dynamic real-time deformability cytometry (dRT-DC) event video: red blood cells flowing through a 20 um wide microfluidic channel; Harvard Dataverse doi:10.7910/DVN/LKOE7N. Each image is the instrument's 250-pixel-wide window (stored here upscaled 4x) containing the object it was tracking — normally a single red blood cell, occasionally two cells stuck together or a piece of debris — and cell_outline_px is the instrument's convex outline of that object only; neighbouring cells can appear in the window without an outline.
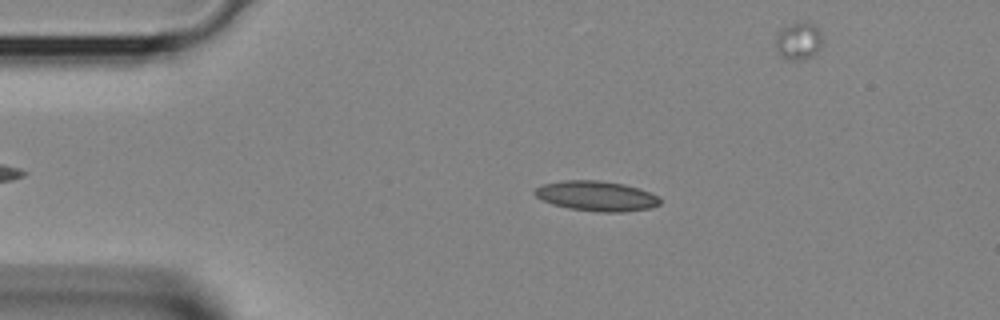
{"species": "Egyptian fruit bat (a non-hibernating species)", "species_latin": "Rousettus aegyptiacus", "temperature_condition": "room temperature", "stored_images_in_passage": 34, "camera_frame_rate_fps": 3000, "um_per_image_px": 0.085, "animal": {"sex": "female"}, "frame": {"image": 1, "passage_image": 7, "time_ms": 2.0, "image_size_px": [1000, 320], "cell_outline_px": [[660, 204], [652, 208], [624, 212], [596, 212], [568, 208], [552, 204], [536, 196], [532, 192], [536, 188], [544, 184], [564, 180], [600, 180], [624, 184], [640, 188], [660, 196]], "centroid_in_image_um": [50.74, 16.66], "position_along_channel_um": 34.3, "area_um2": 22.14}}
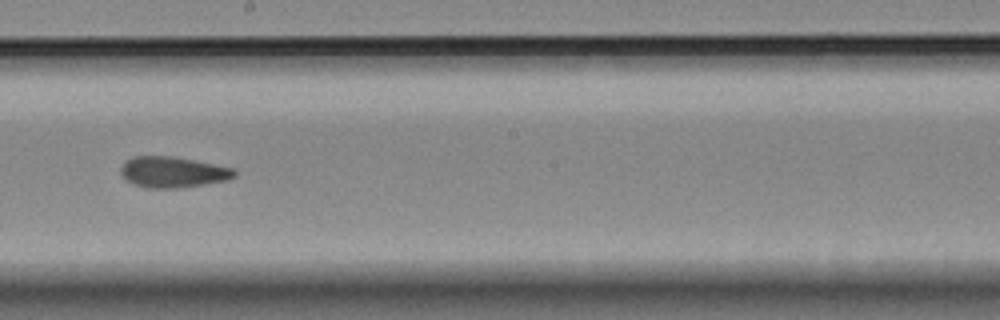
{"frame": {"image": 2, "passage_image": 21, "time_ms": 6.667, "image_size_px": [1000, 320], "cell_outline_px": [[236, 176], [228, 180], [180, 188], [148, 188], [132, 184], [120, 172], [120, 168], [132, 156], [176, 156], [236, 168]], "centroid_in_image_um": [14.74, 14.62], "position_along_channel_um": 233.5, "area_um2": 20.63}}
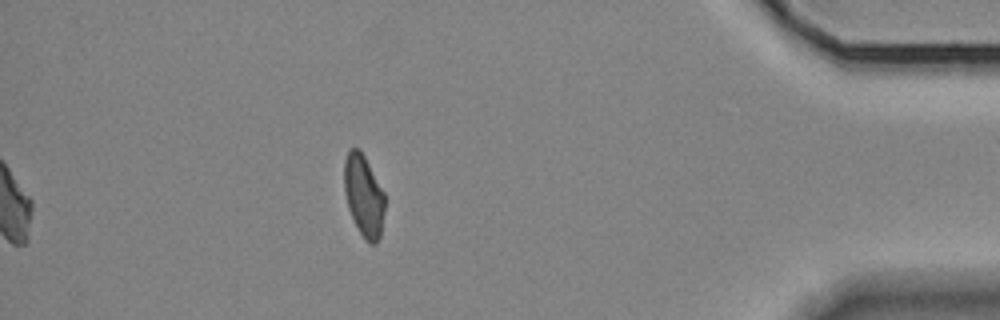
{"frame": {"image": 3, "passage_image": 34, "time_ms": 11.0, "image_size_px": [1000, 320], "cell_outline_px": [[384, 212], [380, 236], [376, 244], [372, 244], [364, 240], [348, 208], [344, 192], [344, 160], [348, 148], [360, 148], [384, 192]], "centroid_in_image_um": [30.9, 16.6], "position_along_channel_um": 404.3, "area_um2": 19.36}}